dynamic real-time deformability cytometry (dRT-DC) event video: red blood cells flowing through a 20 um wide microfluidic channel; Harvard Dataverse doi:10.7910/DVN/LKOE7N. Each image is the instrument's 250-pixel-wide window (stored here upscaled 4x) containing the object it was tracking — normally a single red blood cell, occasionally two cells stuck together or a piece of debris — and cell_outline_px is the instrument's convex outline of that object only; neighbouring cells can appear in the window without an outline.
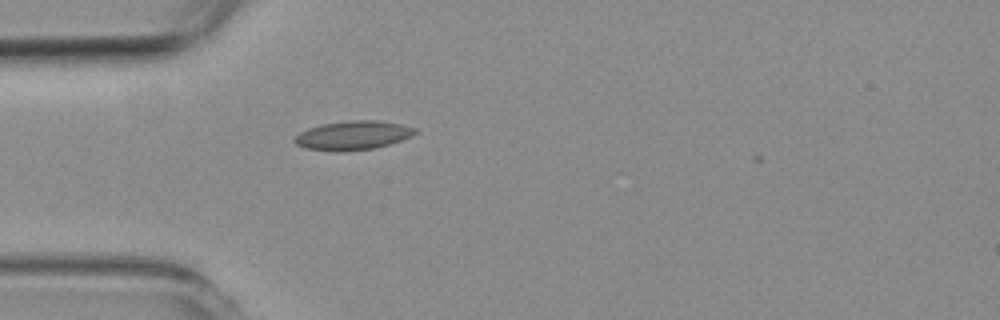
{"species": "common noctule bat (a hibernating species)", "species_latin": "Nyctalus noctula", "temperature_condition": "room temperature", "stored_images_in_passage": 1, "camera_frame_rate_fps": 3000, "um_per_image_px": 0.085, "animal": {"sex": "female", "body_mass_g": 19.3, "forearm_length_mm": 54.1}, "frame": {"image": 1, "passage_image": 1, "time_ms": 0.0, "image_size_px": [1000, 320], "cell_outline_px": [[416, 132], [412, 136], [388, 144], [372, 148], [304, 148], [296, 144], [292, 140], [300, 132], [308, 128], [324, 124], [344, 120], [376, 120], [400, 124], [416, 128]], "centroid_in_image_um": [30.02, 11.44], "position_along_channel_um": 55.0, "area_um2": 19.25}}